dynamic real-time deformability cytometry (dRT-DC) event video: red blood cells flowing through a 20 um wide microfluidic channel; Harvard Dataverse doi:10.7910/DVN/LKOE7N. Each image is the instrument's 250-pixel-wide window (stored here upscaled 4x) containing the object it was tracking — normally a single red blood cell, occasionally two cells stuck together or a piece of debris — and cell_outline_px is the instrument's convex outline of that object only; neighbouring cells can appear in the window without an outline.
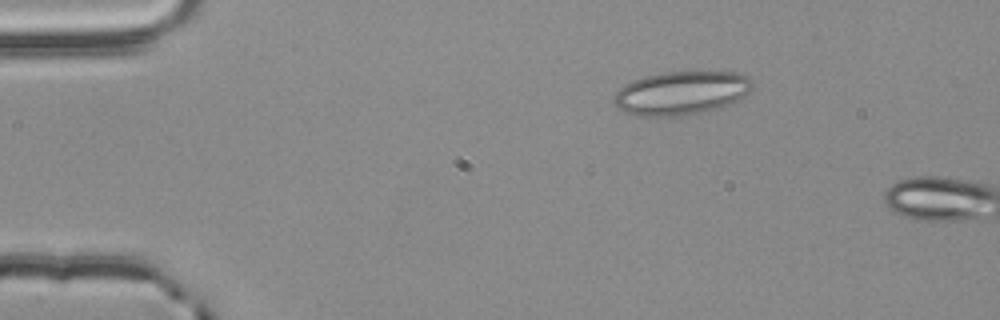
{"species": "common noctule bat (a hibernating species)", "species_latin": "Nyctalus noctula", "temperature_condition": "room temperature", "stored_images_in_passage": 3, "camera_frame_rate_fps": 3000, "um_per_image_px": 0.085, "animal": {"sex": "male", "body_mass_g": 20.4}, "frame": {"image": 1, "passage_image": 2, "time_ms": 0.333, "image_size_px": [1000, 320], "cell_outline_px": [[752, 88], [744, 96], [720, 108], [672, 116], [640, 116], [628, 112], [620, 108], [612, 100], [612, 96], [624, 84], [632, 80], [644, 76], [660, 72], [740, 72], [748, 76], [752, 80]], "centroid_in_image_um": [57.9, 7.88], "position_along_channel_um": 27.1, "area_um2": 34.91}}